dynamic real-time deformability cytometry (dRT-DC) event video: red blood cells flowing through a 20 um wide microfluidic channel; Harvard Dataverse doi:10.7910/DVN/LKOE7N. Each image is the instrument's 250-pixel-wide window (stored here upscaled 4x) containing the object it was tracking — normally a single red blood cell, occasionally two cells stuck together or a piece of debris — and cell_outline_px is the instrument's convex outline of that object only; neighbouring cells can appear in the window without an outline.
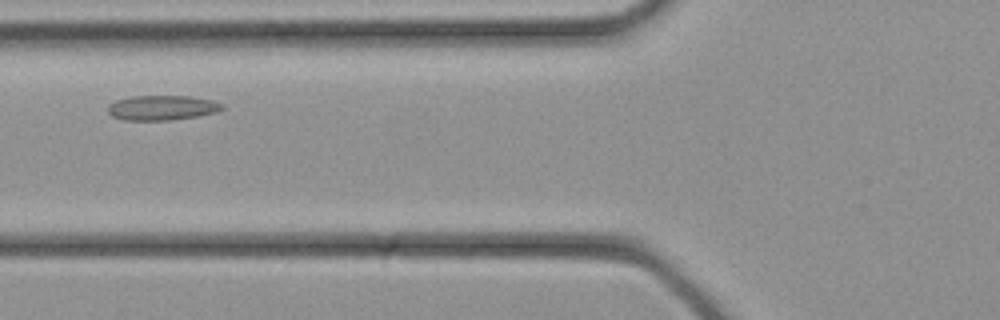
{"species": "common noctule bat (a hibernating species)", "species_latin": "Nyctalus noctula", "temperature_condition": "cold", "stored_images_in_passage": 25, "camera_frame_rate_fps": 3000, "um_per_image_px": 0.085, "animal": {"sex": "female", "body_mass_g": 21.9}, "frame": {"image": 1, "passage_image": 3, "time_ms": 0.667, "image_size_px": [1000, 320], "cell_outline_px": [[224, 108], [220, 112], [196, 116], [168, 120], [124, 120], [112, 116], [108, 112], [108, 104], [116, 100], [132, 96], [188, 96], [212, 100], [224, 104]], "centroid_in_image_um": [13.79, 9.15], "position_along_channel_um": 112.0, "area_um2": 16.59}}
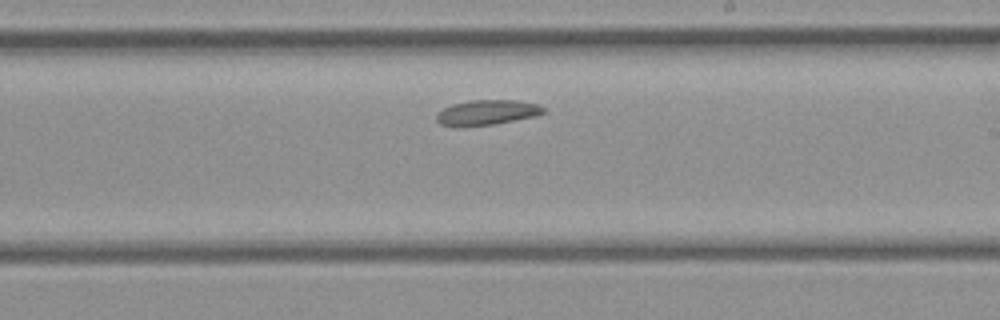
{"frame": {"image": 2, "passage_image": 10, "time_ms": 3.0, "image_size_px": [1000, 320], "cell_outline_px": [[548, 112], [536, 116], [492, 124], [440, 124], [436, 120], [436, 116], [444, 108], [452, 104], [472, 100], [516, 100], [540, 104]], "centroid_in_image_um": [41.51, 9.51], "position_along_channel_um": 247.5, "area_um2": 15.09}}
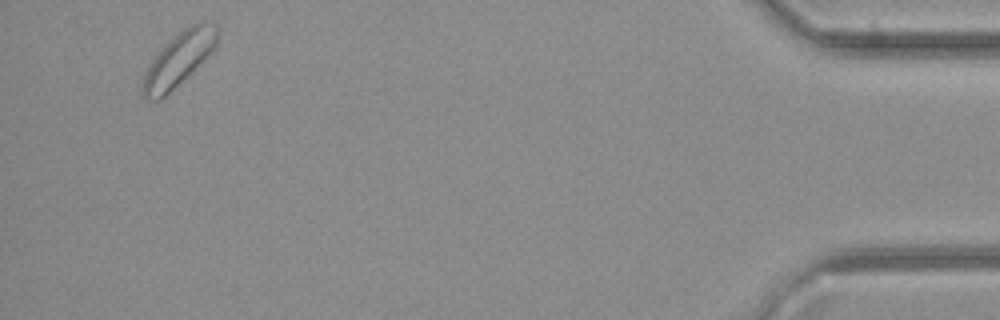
{"frame": {"image": 3, "passage_image": 23, "time_ms": 7.333, "image_size_px": [1000, 320], "cell_outline_px": [[220, 36], [216, 48], [188, 76], [160, 100], [144, 100], [140, 88], [140, 80], [144, 72], [160, 48], [168, 40], [184, 28], [200, 20], [212, 20], [220, 28]], "centroid_in_image_um": [15.22, 4.99], "position_along_channel_um": 420.0, "area_um2": 24.33}}